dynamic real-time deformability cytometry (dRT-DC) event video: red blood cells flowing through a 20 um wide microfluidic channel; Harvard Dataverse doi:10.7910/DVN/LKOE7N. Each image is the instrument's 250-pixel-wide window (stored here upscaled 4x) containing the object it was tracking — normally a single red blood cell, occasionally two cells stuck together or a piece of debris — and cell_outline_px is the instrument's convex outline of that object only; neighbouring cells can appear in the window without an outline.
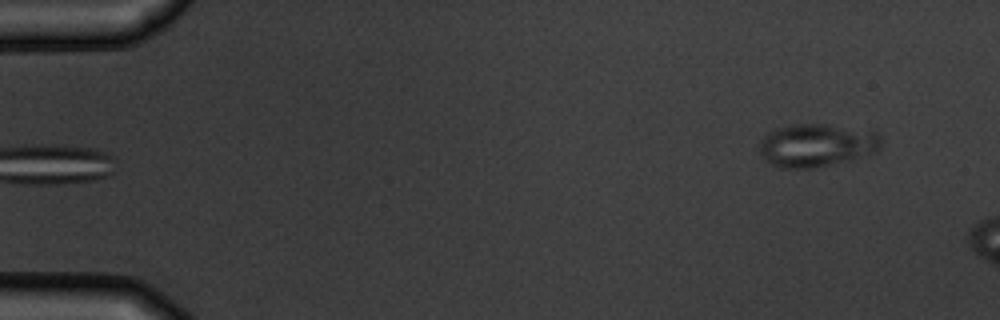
{"species": "common noctule bat (a hibernating species)", "species_latin": "Nyctalus noctula", "temperature_condition": "warm", "stored_images_in_passage": 5, "camera_frame_rate_fps": 3000, "um_per_image_px": 0.085, "animal": {"sex": "male", "body_mass_g": 19.5, "forearm_length_mm": 54.6}, "frame": {"image": 1, "passage_image": 5, "time_ms": 4.667, "image_size_px": [1000, 320], "cell_outline_px": [[880, 148], [872, 152], [816, 168], [780, 168], [764, 160], [760, 152], [760, 144], [764, 136], [776, 128], [792, 124], [828, 124], [876, 132], [880, 136]], "centroid_in_image_um": [69.35, 12.33], "position_along_channel_um": 15.7, "area_um2": 30.0}}